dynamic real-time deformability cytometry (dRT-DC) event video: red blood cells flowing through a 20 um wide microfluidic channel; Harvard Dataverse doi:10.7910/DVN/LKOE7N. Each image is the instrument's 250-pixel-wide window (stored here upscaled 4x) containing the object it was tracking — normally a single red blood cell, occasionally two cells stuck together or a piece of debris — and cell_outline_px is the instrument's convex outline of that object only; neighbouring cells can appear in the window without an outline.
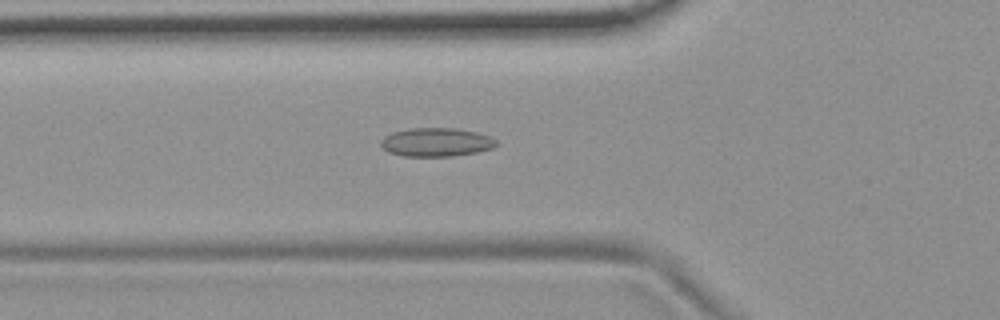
{"species": "common noctule bat (a hibernating species)", "species_latin": "Nyctalus noctula", "temperature_condition": "room temperature", "stored_images_in_passage": 53, "camera_frame_rate_fps": 3000, "um_per_image_px": 0.085, "animal": {"sex": "female", "body_mass_g": 19.9}, "frame": {"image": 1, "passage_image": 18, "time_ms": 5.667, "image_size_px": [1000, 320], "cell_outline_px": [[496, 144], [492, 148], [476, 152], [452, 156], [404, 156], [388, 152], [380, 144], [380, 140], [384, 136], [392, 132], [408, 128], [456, 128], [476, 132], [492, 136], [496, 140]], "centroid_in_image_um": [37.06, 12.08], "position_along_channel_um": 88.7, "area_um2": 19.31}}
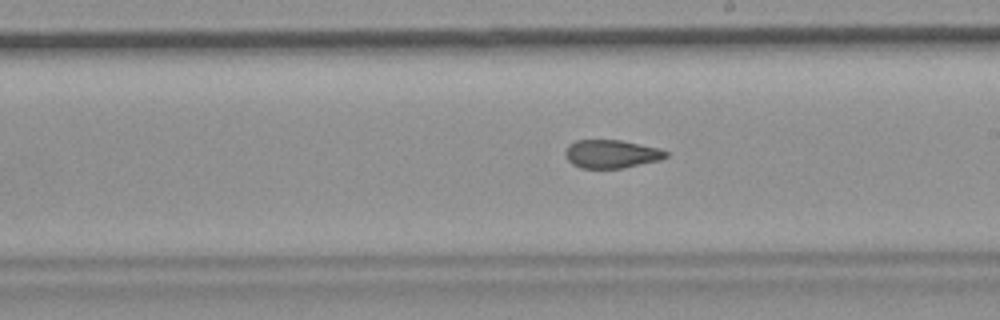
{"frame": {"image": 2, "passage_image": 30, "time_ms": 9.667, "image_size_px": [1000, 320], "cell_outline_px": [[668, 156], [660, 160], [624, 168], [580, 168], [572, 164], [568, 160], [564, 152], [568, 144], [576, 140], [620, 140], [660, 148], [668, 152]], "centroid_in_image_um": [51.97, 13.08], "position_along_channel_um": 237.0, "area_um2": 16.7}}
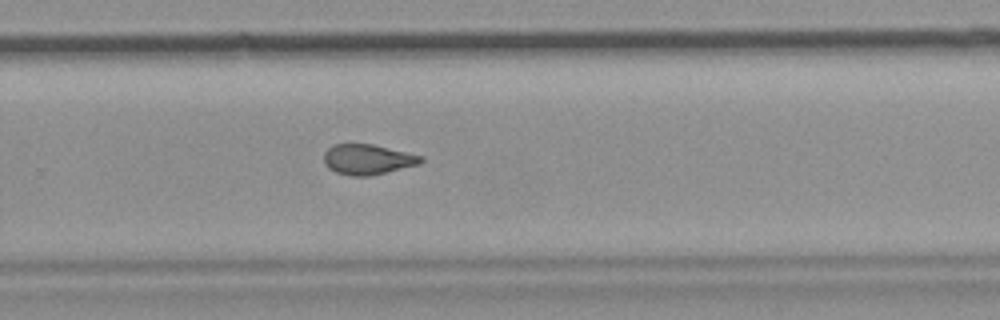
{"frame": {"image": 3, "passage_image": 35, "time_ms": 11.333, "image_size_px": [1000, 320], "cell_outline_px": [[424, 160], [420, 164], [388, 172], [368, 176], [352, 176], [336, 172], [328, 168], [324, 160], [324, 152], [332, 144], [372, 144], [424, 156]], "centroid_in_image_um": [31.27, 13.55], "position_along_channel_um": 298.5, "area_um2": 17.17}, "authors_computed_cell_mechanics": {"area_um2": 17.918, "velocity_mm_per_s": 3.6995, "shape_relaxation_time_tau1_ms": null, "shape_relaxation_time_tau2_ms": 2.5028, "deformation_change_tau1": null, "deformation_change_tau2": 0.0939}}